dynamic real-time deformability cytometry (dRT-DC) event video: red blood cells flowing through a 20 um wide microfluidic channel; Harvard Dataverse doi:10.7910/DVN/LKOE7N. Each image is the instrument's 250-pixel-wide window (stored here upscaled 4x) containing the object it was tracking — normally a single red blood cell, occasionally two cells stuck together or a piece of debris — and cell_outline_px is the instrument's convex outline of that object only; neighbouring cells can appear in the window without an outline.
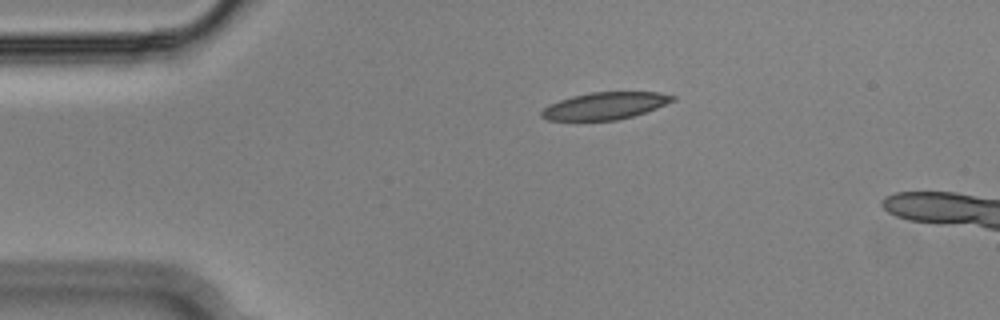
{"species": "Egyptian fruit bat (a non-hibernating species)", "species_latin": "Rousettus aegyptiacus", "temperature_condition": "cold", "stored_images_in_passage": 6, "camera_frame_rate_fps": 3000, "um_per_image_px": 0.085, "animal": {"sex": "male"}, "frame": {"image": 1, "passage_image": 1, "time_ms": 0.0, "image_size_px": [1000, 320], "cell_outline_px": [[676, 100], [656, 108], [632, 116], [616, 120], [548, 120], [540, 116], [540, 112], [548, 104], [572, 96], [592, 92], [660, 92], [676, 96]], "centroid_in_image_um": [51.42, 8.99], "position_along_channel_um": 33.6, "area_um2": 20.63}}